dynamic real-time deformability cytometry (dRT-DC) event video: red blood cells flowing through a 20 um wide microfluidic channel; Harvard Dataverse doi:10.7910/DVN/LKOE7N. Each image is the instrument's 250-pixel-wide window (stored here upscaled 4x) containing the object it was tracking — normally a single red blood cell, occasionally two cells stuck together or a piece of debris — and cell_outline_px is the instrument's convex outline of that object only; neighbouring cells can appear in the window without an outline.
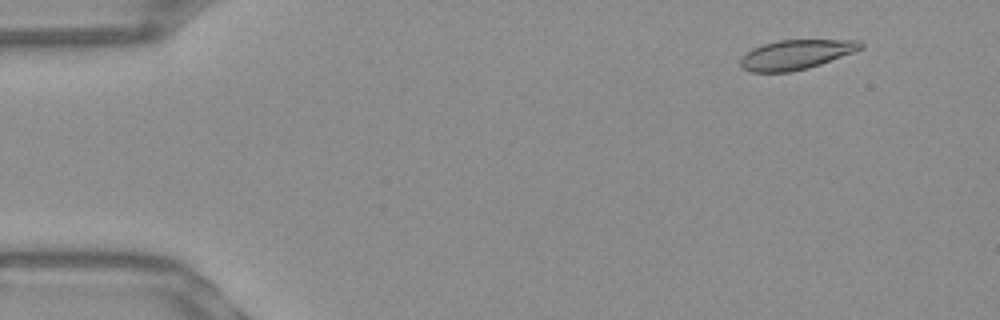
{"species": "Egyptian fruit bat (a non-hibernating species)", "species_latin": "Rousettus aegyptiacus", "temperature_condition": "warm", "stored_images_in_passage": 52, "camera_frame_rate_fps": 3000, "um_per_image_px": 0.085, "frame": {"image": 1, "passage_image": 5, "time_ms": 1.333, "image_size_px": [1000, 320], "cell_outline_px": [[864, 48], [820, 64], [808, 68], [792, 72], [748, 72], [740, 68], [740, 60], [752, 48], [764, 44], [780, 40], [860, 40], [864, 44]], "centroid_in_image_um": [67.65, 4.65], "position_along_channel_um": 17.3, "area_um2": 20.69}}
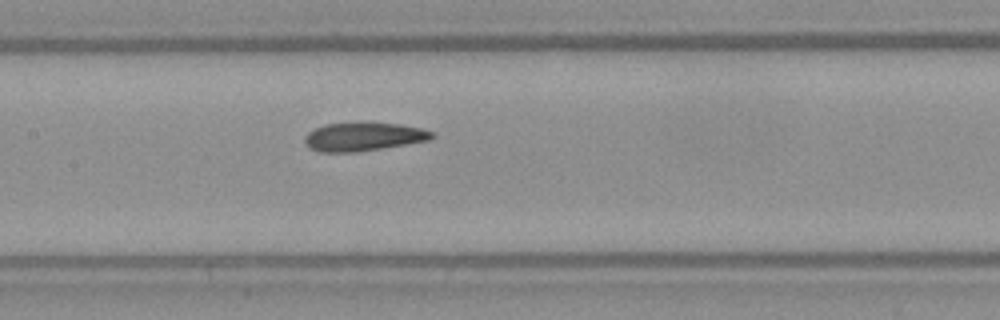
{"frame": {"image": 2, "passage_image": 25, "time_ms": 8.0, "image_size_px": [1000, 320], "cell_outline_px": [[436, 136], [432, 140], [356, 152], [320, 152], [308, 148], [304, 140], [304, 136], [308, 132], [324, 124], [400, 124], [420, 128], [436, 132]], "centroid_in_image_um": [30.92, 11.64], "position_along_channel_um": 176.5, "area_um2": 20.87}}
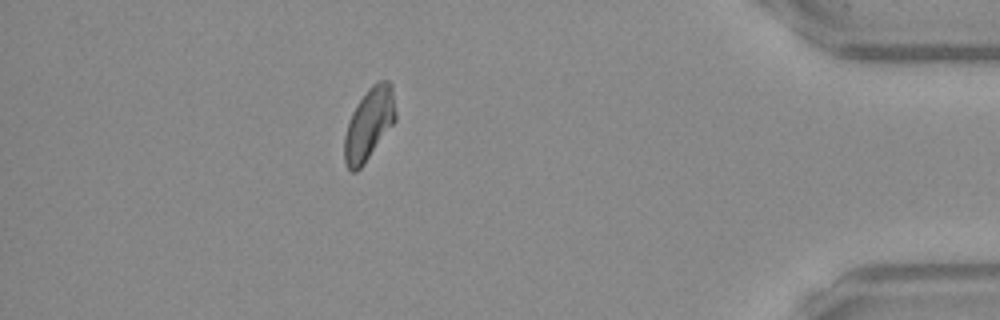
{"frame": {"image": 3, "passage_image": 46, "time_ms": 15.0, "image_size_px": [1000, 320], "cell_outline_px": [[396, 120], [364, 164], [356, 172], [352, 172], [348, 168], [344, 160], [344, 136], [348, 120], [356, 104], [368, 88], [376, 80], [388, 80], [392, 84], [396, 112]], "centroid_in_image_um": [31.36, 10.51], "position_along_channel_um": 403.8, "area_um2": 21.68}, "authors_computed_cell_mechanics": {"area_um2": 21.2415, "velocity_mm_per_s": 3.8976, "shape_relaxation_time_tau1_ms": null, "shape_relaxation_time_tau2_ms": 4.3259, "deformation_change_tau1": null, "deformation_change_tau2": 0.082}}